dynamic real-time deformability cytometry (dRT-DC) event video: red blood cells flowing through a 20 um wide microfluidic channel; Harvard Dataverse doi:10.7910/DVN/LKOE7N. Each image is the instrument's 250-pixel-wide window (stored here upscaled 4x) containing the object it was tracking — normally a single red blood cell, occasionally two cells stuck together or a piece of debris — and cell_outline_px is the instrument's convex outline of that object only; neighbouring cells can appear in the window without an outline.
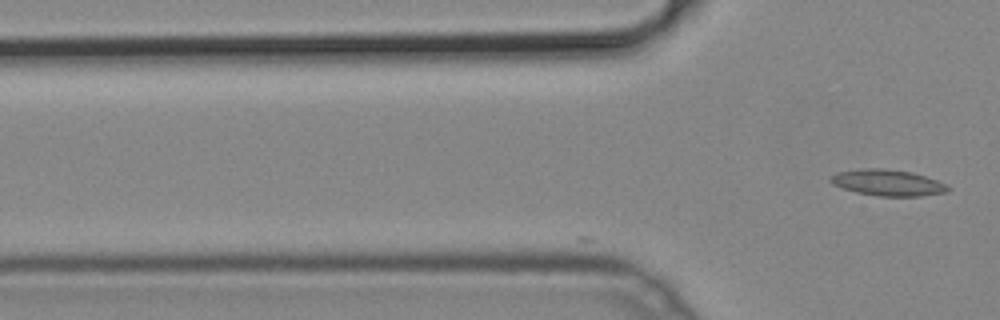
{"species": "common noctule bat (a hibernating species)", "species_latin": "Nyctalus noctula", "temperature_condition": "cold", "stored_images_in_passage": 14, "camera_frame_rate_fps": 3000, "um_per_image_px": 0.085, "animal": {"sex": "male", "body_mass_g": 19.2, "forearm_length_mm": 51.8}, "frame": {"image": 1, "passage_image": 14, "time_ms": 4.333, "image_size_px": [1000, 320], "cell_outline_px": [[952, 188], [948, 192], [920, 196], [876, 196], [856, 192], [832, 184], [828, 180], [836, 172], [864, 168], [884, 168], [912, 172], [936, 180]], "centroid_in_image_um": [75.45, 15.53], "position_along_channel_um": 50.4, "area_um2": 17.92}}